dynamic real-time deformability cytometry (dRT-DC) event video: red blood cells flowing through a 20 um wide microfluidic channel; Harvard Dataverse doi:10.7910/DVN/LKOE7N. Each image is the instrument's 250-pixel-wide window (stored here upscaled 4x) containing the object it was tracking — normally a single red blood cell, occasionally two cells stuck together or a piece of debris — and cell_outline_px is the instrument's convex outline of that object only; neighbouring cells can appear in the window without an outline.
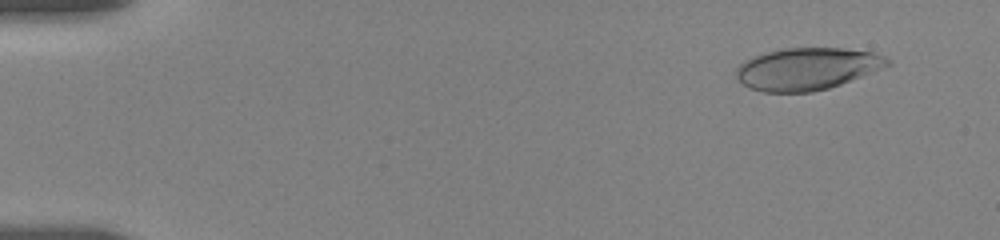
{"species": "human", "species_latin": "Homo sapiens", "temperature_condition": "room temperature", "stored_images_in_passage": 56, "camera_frame_rate_fps": 3000, "um_per_image_px": 0.085, "donor": {"sex": "female"}, "frame": {"image": 1, "passage_image": 5, "time_ms": 1.333, "image_size_px": [1000, 240], "cell_outline_px": [[892, 64], [840, 84], [828, 88], [812, 92], [764, 92], [748, 88], [736, 76], [736, 68], [740, 64], [752, 56], [780, 48], [844, 48], [872, 52], [884, 56], [892, 60]], "centroid_in_image_um": [68.59, 5.84], "position_along_channel_um": 16.4, "area_um2": 37.11}}
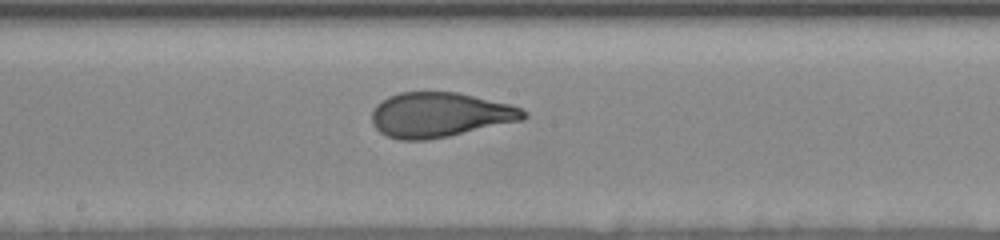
{"frame": {"image": 2, "passage_image": 31, "time_ms": 10.0, "image_size_px": [1000, 240], "cell_outline_px": [[528, 116], [524, 120], [448, 136], [424, 140], [400, 140], [388, 136], [380, 132], [372, 124], [372, 112], [376, 104], [388, 96], [400, 92], [456, 92], [512, 104], [528, 112]], "centroid_in_image_um": [37.4, 9.75], "position_along_channel_um": 210.8, "area_um2": 39.71}}
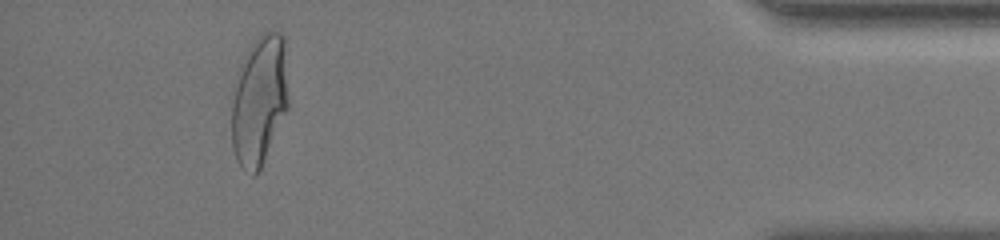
{"frame": {"image": 3, "passage_image": 52, "time_ms": 17.0, "image_size_px": [1000, 240], "cell_outline_px": [[288, 108], [260, 172], [256, 176], [252, 176], [236, 160], [232, 144], [232, 100], [240, 64], [248, 48], [268, 28], [272, 28], [280, 32], [284, 36], [288, 96]], "centroid_in_image_um": [22.06, 8.53], "position_along_channel_um": 413.1, "area_um2": 43.35}, "authors_computed_cell_mechanics": {"area_um2": 39.4485, "velocity_mm_per_s": 3.6315, "shape_relaxation_time_tau1_ms": 4.7103, "shape_relaxation_time_tau2_ms": 0.8675, "deformation_change_tau1": 0.192, "deformation_change_tau2": 0.0836}}